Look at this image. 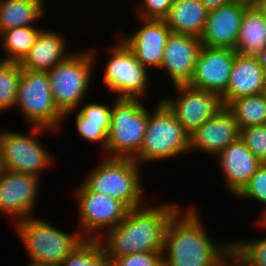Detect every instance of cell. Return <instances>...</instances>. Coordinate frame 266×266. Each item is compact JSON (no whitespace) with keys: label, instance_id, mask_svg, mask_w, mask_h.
I'll list each match as a JSON object with an SVG mask.
<instances>
[{"label":"cell","instance_id":"9","mask_svg":"<svg viewBox=\"0 0 266 266\" xmlns=\"http://www.w3.org/2000/svg\"><path fill=\"white\" fill-rule=\"evenodd\" d=\"M106 51L110 54L103 67L104 86L113 98L147 99L153 87L150 73L135 57L131 50L117 37ZM150 86H152L150 88ZM150 89V90H148ZM145 98V99H144Z\"/></svg>","mask_w":266,"mask_h":266},{"label":"cell","instance_id":"27","mask_svg":"<svg viewBox=\"0 0 266 266\" xmlns=\"http://www.w3.org/2000/svg\"><path fill=\"white\" fill-rule=\"evenodd\" d=\"M58 266H112L98 239H84Z\"/></svg>","mask_w":266,"mask_h":266},{"label":"cell","instance_id":"40","mask_svg":"<svg viewBox=\"0 0 266 266\" xmlns=\"http://www.w3.org/2000/svg\"><path fill=\"white\" fill-rule=\"evenodd\" d=\"M257 222L255 221V223L257 224V226L260 227V229L262 228L263 230L262 231H266V211L264 213H262L260 215L259 218L256 219Z\"/></svg>","mask_w":266,"mask_h":266},{"label":"cell","instance_id":"33","mask_svg":"<svg viewBox=\"0 0 266 266\" xmlns=\"http://www.w3.org/2000/svg\"><path fill=\"white\" fill-rule=\"evenodd\" d=\"M76 132H78V136L85 140L86 142H90L92 144L100 143L101 150L100 153H103L106 149V138L107 132L110 125H93L83 123L76 115L74 118Z\"/></svg>","mask_w":266,"mask_h":266},{"label":"cell","instance_id":"14","mask_svg":"<svg viewBox=\"0 0 266 266\" xmlns=\"http://www.w3.org/2000/svg\"><path fill=\"white\" fill-rule=\"evenodd\" d=\"M139 28L130 34H117L137 60L150 72L160 70L165 45L172 31L164 20L141 19Z\"/></svg>","mask_w":266,"mask_h":266},{"label":"cell","instance_id":"43","mask_svg":"<svg viewBox=\"0 0 266 266\" xmlns=\"http://www.w3.org/2000/svg\"><path fill=\"white\" fill-rule=\"evenodd\" d=\"M1 133L2 130H0V169H1Z\"/></svg>","mask_w":266,"mask_h":266},{"label":"cell","instance_id":"31","mask_svg":"<svg viewBox=\"0 0 266 266\" xmlns=\"http://www.w3.org/2000/svg\"><path fill=\"white\" fill-rule=\"evenodd\" d=\"M237 199L262 204L263 209L259 216L266 211V163H262L256 172L251 176L244 188L235 196Z\"/></svg>","mask_w":266,"mask_h":266},{"label":"cell","instance_id":"30","mask_svg":"<svg viewBox=\"0 0 266 266\" xmlns=\"http://www.w3.org/2000/svg\"><path fill=\"white\" fill-rule=\"evenodd\" d=\"M71 112H66L64 114V119L67 122L68 117L73 113L83 122L86 124H93V125H110L111 124V109L112 104H107L106 102H95L91 101L88 103L79 106Z\"/></svg>","mask_w":266,"mask_h":266},{"label":"cell","instance_id":"20","mask_svg":"<svg viewBox=\"0 0 266 266\" xmlns=\"http://www.w3.org/2000/svg\"><path fill=\"white\" fill-rule=\"evenodd\" d=\"M67 40L69 39H66L63 33L53 28L50 30L49 27L43 28L29 53L19 63L21 68L29 71H50L73 53L68 50L70 44Z\"/></svg>","mask_w":266,"mask_h":266},{"label":"cell","instance_id":"1","mask_svg":"<svg viewBox=\"0 0 266 266\" xmlns=\"http://www.w3.org/2000/svg\"><path fill=\"white\" fill-rule=\"evenodd\" d=\"M199 209L194 204L182 206L169 220L163 266H222L232 251L231 239L218 241L210 237Z\"/></svg>","mask_w":266,"mask_h":266},{"label":"cell","instance_id":"5","mask_svg":"<svg viewBox=\"0 0 266 266\" xmlns=\"http://www.w3.org/2000/svg\"><path fill=\"white\" fill-rule=\"evenodd\" d=\"M155 106L149 111L144 140L134 158L141 166L190 153L189 134L181 123L160 98Z\"/></svg>","mask_w":266,"mask_h":266},{"label":"cell","instance_id":"37","mask_svg":"<svg viewBox=\"0 0 266 266\" xmlns=\"http://www.w3.org/2000/svg\"><path fill=\"white\" fill-rule=\"evenodd\" d=\"M208 11L217 9L223 5H226L229 0H201Z\"/></svg>","mask_w":266,"mask_h":266},{"label":"cell","instance_id":"19","mask_svg":"<svg viewBox=\"0 0 266 266\" xmlns=\"http://www.w3.org/2000/svg\"><path fill=\"white\" fill-rule=\"evenodd\" d=\"M246 6L228 2L208 12L200 41L203 46L236 50L243 12Z\"/></svg>","mask_w":266,"mask_h":266},{"label":"cell","instance_id":"11","mask_svg":"<svg viewBox=\"0 0 266 266\" xmlns=\"http://www.w3.org/2000/svg\"><path fill=\"white\" fill-rule=\"evenodd\" d=\"M72 194L78 208L76 229L84 239H99L107 230L115 228L130 211L123 202L93 192L82 182Z\"/></svg>","mask_w":266,"mask_h":266},{"label":"cell","instance_id":"25","mask_svg":"<svg viewBox=\"0 0 266 266\" xmlns=\"http://www.w3.org/2000/svg\"><path fill=\"white\" fill-rule=\"evenodd\" d=\"M42 29L37 25L2 31L0 33V48H3L5 55L0 60L20 63L31 50Z\"/></svg>","mask_w":266,"mask_h":266},{"label":"cell","instance_id":"38","mask_svg":"<svg viewBox=\"0 0 266 266\" xmlns=\"http://www.w3.org/2000/svg\"><path fill=\"white\" fill-rule=\"evenodd\" d=\"M258 64L266 71V46L255 55Z\"/></svg>","mask_w":266,"mask_h":266},{"label":"cell","instance_id":"6","mask_svg":"<svg viewBox=\"0 0 266 266\" xmlns=\"http://www.w3.org/2000/svg\"><path fill=\"white\" fill-rule=\"evenodd\" d=\"M146 104L142 99H114L106 149L100 156L134 159L139 154L149 119Z\"/></svg>","mask_w":266,"mask_h":266},{"label":"cell","instance_id":"35","mask_svg":"<svg viewBox=\"0 0 266 266\" xmlns=\"http://www.w3.org/2000/svg\"><path fill=\"white\" fill-rule=\"evenodd\" d=\"M163 252H141L116 258L112 266H163Z\"/></svg>","mask_w":266,"mask_h":266},{"label":"cell","instance_id":"4","mask_svg":"<svg viewBox=\"0 0 266 266\" xmlns=\"http://www.w3.org/2000/svg\"><path fill=\"white\" fill-rule=\"evenodd\" d=\"M13 226L29 262L38 264L58 266L84 240L78 231L67 233L37 216L25 218Z\"/></svg>","mask_w":266,"mask_h":266},{"label":"cell","instance_id":"41","mask_svg":"<svg viewBox=\"0 0 266 266\" xmlns=\"http://www.w3.org/2000/svg\"><path fill=\"white\" fill-rule=\"evenodd\" d=\"M257 9L261 12L266 20V0H260L256 5Z\"/></svg>","mask_w":266,"mask_h":266},{"label":"cell","instance_id":"28","mask_svg":"<svg viewBox=\"0 0 266 266\" xmlns=\"http://www.w3.org/2000/svg\"><path fill=\"white\" fill-rule=\"evenodd\" d=\"M22 68L17 62L0 60V113L15 109ZM10 110V111H9Z\"/></svg>","mask_w":266,"mask_h":266},{"label":"cell","instance_id":"18","mask_svg":"<svg viewBox=\"0 0 266 266\" xmlns=\"http://www.w3.org/2000/svg\"><path fill=\"white\" fill-rule=\"evenodd\" d=\"M216 167L221 171L224 186L231 196H236L262 164L239 137L217 156ZM218 164V166H217Z\"/></svg>","mask_w":266,"mask_h":266},{"label":"cell","instance_id":"24","mask_svg":"<svg viewBox=\"0 0 266 266\" xmlns=\"http://www.w3.org/2000/svg\"><path fill=\"white\" fill-rule=\"evenodd\" d=\"M266 46V20L257 7H246L236 42V52L255 56Z\"/></svg>","mask_w":266,"mask_h":266},{"label":"cell","instance_id":"17","mask_svg":"<svg viewBox=\"0 0 266 266\" xmlns=\"http://www.w3.org/2000/svg\"><path fill=\"white\" fill-rule=\"evenodd\" d=\"M239 137V126L225 106L189 135V151L217 156Z\"/></svg>","mask_w":266,"mask_h":266},{"label":"cell","instance_id":"10","mask_svg":"<svg viewBox=\"0 0 266 266\" xmlns=\"http://www.w3.org/2000/svg\"><path fill=\"white\" fill-rule=\"evenodd\" d=\"M16 108L22 113L28 126L45 127L56 132L63 127L64 114L53 99L48 72L22 69Z\"/></svg>","mask_w":266,"mask_h":266},{"label":"cell","instance_id":"13","mask_svg":"<svg viewBox=\"0 0 266 266\" xmlns=\"http://www.w3.org/2000/svg\"><path fill=\"white\" fill-rule=\"evenodd\" d=\"M42 178L0 169V213L11 216L13 225L35 216ZM39 193V194H38Z\"/></svg>","mask_w":266,"mask_h":266},{"label":"cell","instance_id":"21","mask_svg":"<svg viewBox=\"0 0 266 266\" xmlns=\"http://www.w3.org/2000/svg\"><path fill=\"white\" fill-rule=\"evenodd\" d=\"M266 71L255 56L236 53L226 92L221 96L224 106L231 100L265 92Z\"/></svg>","mask_w":266,"mask_h":266},{"label":"cell","instance_id":"2","mask_svg":"<svg viewBox=\"0 0 266 266\" xmlns=\"http://www.w3.org/2000/svg\"><path fill=\"white\" fill-rule=\"evenodd\" d=\"M180 208L179 203L168 201L131 209L115 228L107 230L98 239L106 258L112 263L125 255L163 252L167 224Z\"/></svg>","mask_w":266,"mask_h":266},{"label":"cell","instance_id":"42","mask_svg":"<svg viewBox=\"0 0 266 266\" xmlns=\"http://www.w3.org/2000/svg\"><path fill=\"white\" fill-rule=\"evenodd\" d=\"M25 266H54V265H47V264H38V263H34V262H29L27 265Z\"/></svg>","mask_w":266,"mask_h":266},{"label":"cell","instance_id":"26","mask_svg":"<svg viewBox=\"0 0 266 266\" xmlns=\"http://www.w3.org/2000/svg\"><path fill=\"white\" fill-rule=\"evenodd\" d=\"M226 108L233 114L239 129L266 124L265 92L231 100Z\"/></svg>","mask_w":266,"mask_h":266},{"label":"cell","instance_id":"8","mask_svg":"<svg viewBox=\"0 0 266 266\" xmlns=\"http://www.w3.org/2000/svg\"><path fill=\"white\" fill-rule=\"evenodd\" d=\"M28 127V134L2 129L1 169L43 178L44 171L51 170L57 163L47 146L37 137L47 131L55 133V130L40 126Z\"/></svg>","mask_w":266,"mask_h":266},{"label":"cell","instance_id":"22","mask_svg":"<svg viewBox=\"0 0 266 266\" xmlns=\"http://www.w3.org/2000/svg\"><path fill=\"white\" fill-rule=\"evenodd\" d=\"M208 12L201 0H173L164 21L172 33L200 38Z\"/></svg>","mask_w":266,"mask_h":266},{"label":"cell","instance_id":"34","mask_svg":"<svg viewBox=\"0 0 266 266\" xmlns=\"http://www.w3.org/2000/svg\"><path fill=\"white\" fill-rule=\"evenodd\" d=\"M173 0H141L137 5L135 14L141 19L164 20L167 16Z\"/></svg>","mask_w":266,"mask_h":266},{"label":"cell","instance_id":"36","mask_svg":"<svg viewBox=\"0 0 266 266\" xmlns=\"http://www.w3.org/2000/svg\"><path fill=\"white\" fill-rule=\"evenodd\" d=\"M222 266H249L233 250L227 255Z\"/></svg>","mask_w":266,"mask_h":266},{"label":"cell","instance_id":"16","mask_svg":"<svg viewBox=\"0 0 266 266\" xmlns=\"http://www.w3.org/2000/svg\"><path fill=\"white\" fill-rule=\"evenodd\" d=\"M202 47L200 38L171 33L165 45L162 65L158 72L164 73L172 86L187 85L193 76L196 60Z\"/></svg>","mask_w":266,"mask_h":266},{"label":"cell","instance_id":"29","mask_svg":"<svg viewBox=\"0 0 266 266\" xmlns=\"http://www.w3.org/2000/svg\"><path fill=\"white\" fill-rule=\"evenodd\" d=\"M232 250L249 266H266V235L232 240Z\"/></svg>","mask_w":266,"mask_h":266},{"label":"cell","instance_id":"39","mask_svg":"<svg viewBox=\"0 0 266 266\" xmlns=\"http://www.w3.org/2000/svg\"><path fill=\"white\" fill-rule=\"evenodd\" d=\"M231 3L241 4L246 7H256L260 0H229Z\"/></svg>","mask_w":266,"mask_h":266},{"label":"cell","instance_id":"7","mask_svg":"<svg viewBox=\"0 0 266 266\" xmlns=\"http://www.w3.org/2000/svg\"><path fill=\"white\" fill-rule=\"evenodd\" d=\"M90 49V50H89ZM73 51L62 63L48 71L50 89L58 109L65 114L82 105L92 82L97 48Z\"/></svg>","mask_w":266,"mask_h":266},{"label":"cell","instance_id":"3","mask_svg":"<svg viewBox=\"0 0 266 266\" xmlns=\"http://www.w3.org/2000/svg\"><path fill=\"white\" fill-rule=\"evenodd\" d=\"M142 166L131 158H108L102 156L82 183L91 191L108 195L123 202L130 210L143 205L145 188Z\"/></svg>","mask_w":266,"mask_h":266},{"label":"cell","instance_id":"15","mask_svg":"<svg viewBox=\"0 0 266 266\" xmlns=\"http://www.w3.org/2000/svg\"><path fill=\"white\" fill-rule=\"evenodd\" d=\"M236 53L231 49L210 48L202 45L192 79L187 85L222 96L229 83Z\"/></svg>","mask_w":266,"mask_h":266},{"label":"cell","instance_id":"23","mask_svg":"<svg viewBox=\"0 0 266 266\" xmlns=\"http://www.w3.org/2000/svg\"><path fill=\"white\" fill-rule=\"evenodd\" d=\"M45 0H0V33L24 26H36L45 15Z\"/></svg>","mask_w":266,"mask_h":266},{"label":"cell","instance_id":"32","mask_svg":"<svg viewBox=\"0 0 266 266\" xmlns=\"http://www.w3.org/2000/svg\"><path fill=\"white\" fill-rule=\"evenodd\" d=\"M240 138L261 163H266V124L240 129Z\"/></svg>","mask_w":266,"mask_h":266},{"label":"cell","instance_id":"12","mask_svg":"<svg viewBox=\"0 0 266 266\" xmlns=\"http://www.w3.org/2000/svg\"><path fill=\"white\" fill-rule=\"evenodd\" d=\"M173 87L176 94L173 97L170 94H163L160 100L189 135L225 107L222 97L216 93L199 90L189 85Z\"/></svg>","mask_w":266,"mask_h":266}]
</instances>
